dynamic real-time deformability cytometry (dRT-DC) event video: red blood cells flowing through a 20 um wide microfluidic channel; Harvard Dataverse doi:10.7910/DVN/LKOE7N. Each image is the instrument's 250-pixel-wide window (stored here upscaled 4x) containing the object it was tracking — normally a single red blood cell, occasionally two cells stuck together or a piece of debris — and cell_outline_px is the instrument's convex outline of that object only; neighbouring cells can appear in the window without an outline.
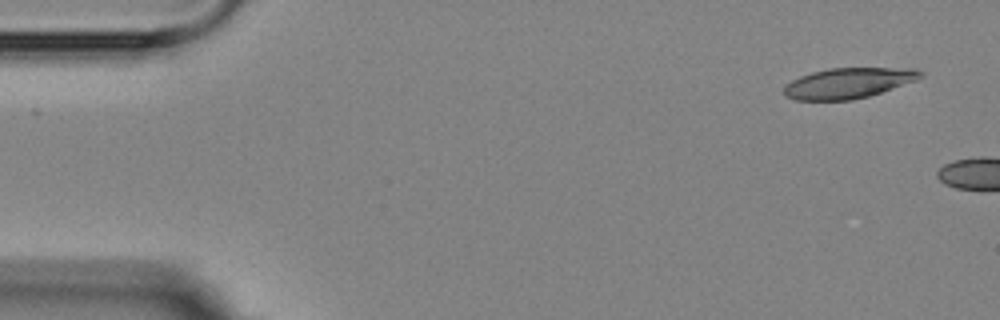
{"species": "Egyptian fruit bat (a non-hibernating species)", "species_latin": "Rousettus aegyptiacus", "temperature_condition": "room temperature", "stored_images_in_passage": 2, "camera_frame_rate_fps": 3000, "um_per_image_px": 0.085, "animal": {"sex": "female"}, "frame": {"image": 1, "passage_image": 1, "time_ms": 0.0, "image_size_px": [1000, 320], "cell_outline_px": [[924, 76], [916, 80], [868, 96], [852, 100], [796, 100], [784, 96], [784, 88], [792, 80], [800, 76], [812, 72], [828, 68], [916, 68], [924, 72]], "centroid_in_image_um": [72.12, 7.05], "position_along_channel_um": 12.9, "area_um2": 24.16}}